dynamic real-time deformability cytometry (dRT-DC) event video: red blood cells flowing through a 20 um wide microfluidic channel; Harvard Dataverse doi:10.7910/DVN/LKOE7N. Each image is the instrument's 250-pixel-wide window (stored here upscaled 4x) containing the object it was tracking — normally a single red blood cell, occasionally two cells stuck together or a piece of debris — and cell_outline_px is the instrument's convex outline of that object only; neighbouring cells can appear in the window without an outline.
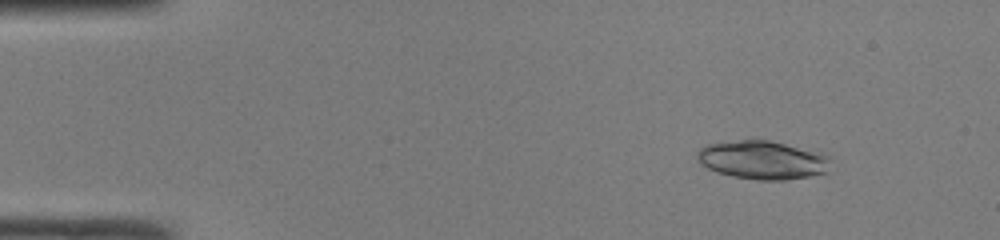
{"species": "common noctule bat (a hibernating species)", "species_latin": "Nyctalus noctula", "temperature_condition": "room temperature", "stored_images_in_passage": 48, "camera_frame_rate_fps": 3000, "um_per_image_px": 0.085, "animal": {"sex": "male", "body_mass_g": 19.0, "forearm_length_mm": 50.8}, "frame": {"image": 1, "passage_image": 6, "time_ms": 1.667, "image_size_px": [1000, 240], "cell_outline_px": [[828, 172], [788, 180], [760, 180], [732, 176], [716, 172], [708, 168], [696, 160], [696, 152], [704, 144], [740, 140], [772, 140], [820, 152], [828, 156]], "centroid_in_image_um": [64.78, 13.59], "position_along_channel_um": 20.2, "area_um2": 30.06}}